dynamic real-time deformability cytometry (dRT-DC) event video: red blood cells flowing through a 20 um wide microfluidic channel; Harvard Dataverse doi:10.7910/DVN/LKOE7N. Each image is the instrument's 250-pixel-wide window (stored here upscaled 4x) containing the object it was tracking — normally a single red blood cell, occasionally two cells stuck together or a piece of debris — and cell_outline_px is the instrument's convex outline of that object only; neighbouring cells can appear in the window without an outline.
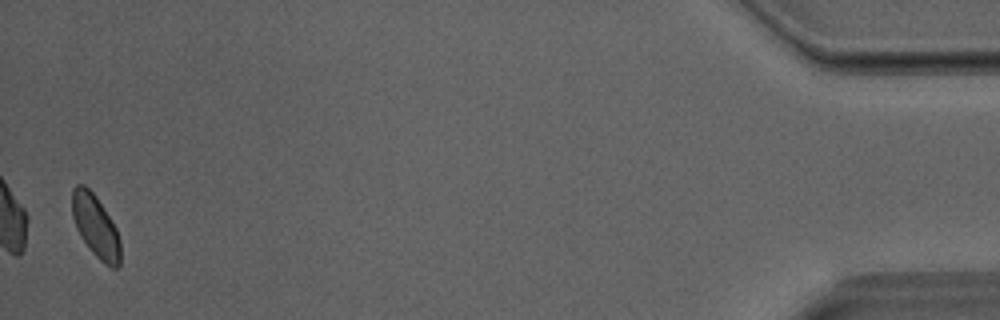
{"species": "Egyptian fruit bat (a non-hibernating species)", "species_latin": "Rousettus aegyptiacus", "temperature_condition": "room temperature", "stored_images_in_passage": 35, "camera_frame_rate_fps": 3000, "um_per_image_px": 0.085, "animal": {"sex": "male"}, "frame": {"image": 1, "passage_image": 35, "time_ms": 11.333, "image_size_px": [1000, 320], "cell_outline_px": [[120, 264], [116, 268], [112, 268], [104, 264], [92, 252], [80, 236], [76, 228], [72, 216], [72, 188], [76, 184], [84, 184], [96, 196], [116, 228], [120, 240]], "centroid_in_image_um": [8.11, 19.23], "position_along_channel_um": 427.1, "area_um2": 17.57}}